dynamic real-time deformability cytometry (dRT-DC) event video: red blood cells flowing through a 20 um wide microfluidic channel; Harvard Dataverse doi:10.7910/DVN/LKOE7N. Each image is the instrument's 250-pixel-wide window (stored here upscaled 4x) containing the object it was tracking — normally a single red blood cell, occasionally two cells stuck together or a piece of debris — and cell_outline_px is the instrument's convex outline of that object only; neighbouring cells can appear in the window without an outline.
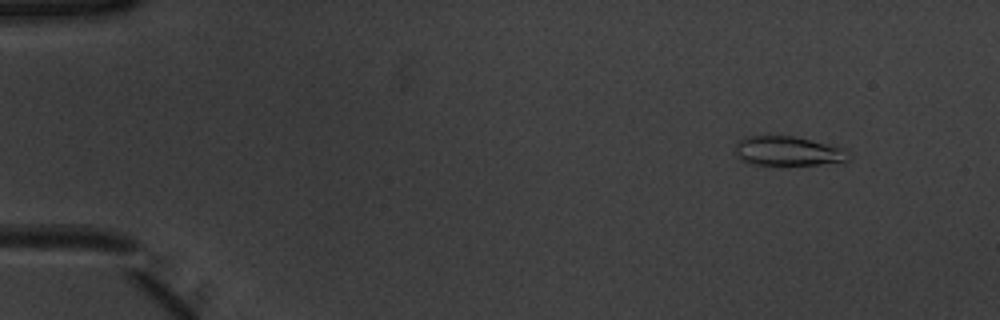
{"species": "common noctule bat (a hibernating species)", "species_latin": "Nyctalus noctula", "temperature_condition": "warm", "stored_images_in_passage": 52, "camera_frame_rate_fps": 3000, "um_per_image_px": 0.085, "animal": {"sex": "male", "body_mass_g": 20.1, "forearm_length_mm": 53.5}, "frame": {"image": 1, "passage_image": 6, "time_ms": 1.667, "image_size_px": [1000, 320], "cell_outline_px": [[852, 156], [844, 164], [752, 164], [740, 160], [736, 156], [736, 144], [740, 140], [748, 136], [792, 136], [840, 148], [852, 152]], "centroid_in_image_um": [67.03, 12.86], "position_along_channel_um": 18.0, "area_um2": 19.31}}
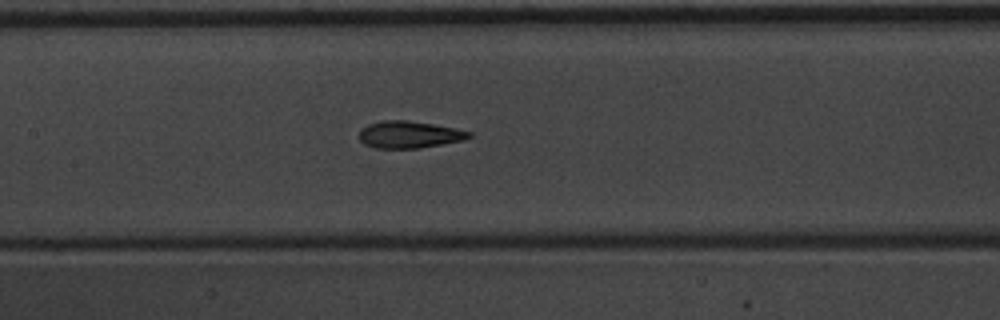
{"frame": {"image": 2, "passage_image": 26, "time_ms": 8.333, "image_size_px": [1000, 320], "cell_outline_px": [[472, 136], [464, 140], [420, 148], [376, 148], [364, 144], [360, 140], [360, 128], [368, 124], [384, 120], [408, 120], [456, 128], [472, 132]], "centroid_in_image_um": [34.79, 11.43], "position_along_channel_um": 172.6, "area_um2": 17.34}}
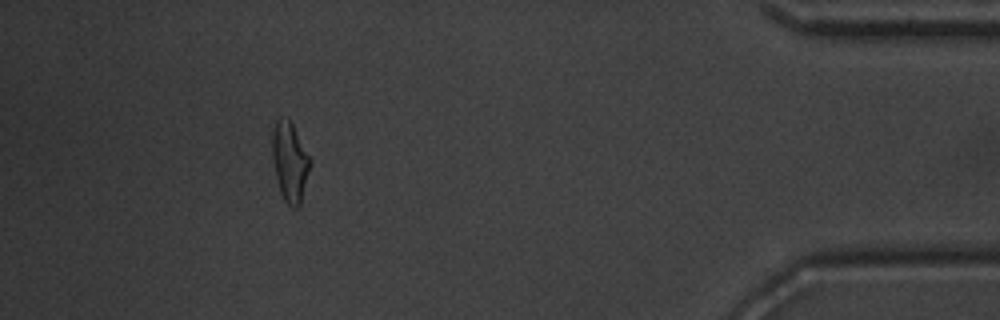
{"frame": {"image": 3, "passage_image": 48, "time_ms": 15.667, "image_size_px": [1000, 320], "cell_outline_px": [[312, 160], [300, 208], [292, 208], [284, 200], [280, 192], [276, 176], [272, 156], [272, 132], [276, 120], [280, 116], [288, 116]], "centroid_in_image_um": [24.65, 13.74], "position_along_channel_um": 410.6, "area_um2": 17.86}, "authors_computed_cell_mechanics": {"area_um2": 17.6868, "velocity_mm_per_s": 3.9475, "shape_relaxation_time_tau1_ms": 4.4558, "shape_relaxation_time_tau2_ms": 1.9105, "deformation_change_tau1": 0.1846, "deformation_change_tau2": 0.0976}}